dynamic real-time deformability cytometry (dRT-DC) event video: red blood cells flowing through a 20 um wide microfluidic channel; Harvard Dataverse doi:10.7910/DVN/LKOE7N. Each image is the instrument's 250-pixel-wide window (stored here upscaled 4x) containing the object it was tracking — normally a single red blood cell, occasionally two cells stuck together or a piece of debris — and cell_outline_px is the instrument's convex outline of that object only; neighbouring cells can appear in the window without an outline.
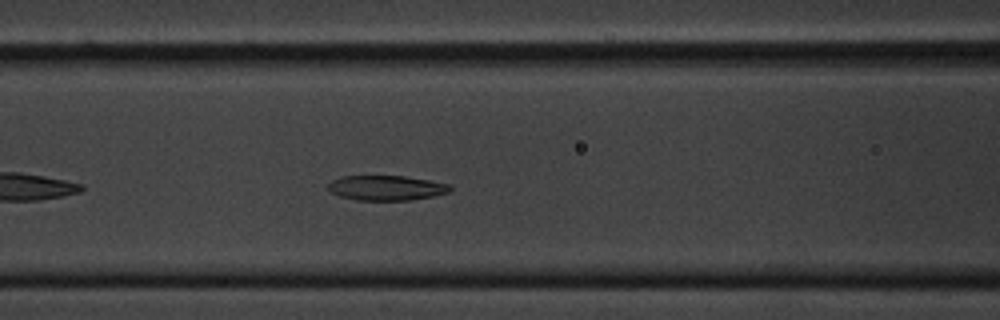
{"species": "common noctule bat (a hibernating species)", "species_latin": "Nyctalus noctula", "temperature_condition": "cold", "stored_images_in_passage": 38, "camera_frame_rate_fps": 3000, "um_per_image_px": 0.085, "animal": {"sex": "male", "body_mass_g": 20.1, "forearm_length_mm": 53.5}, "frame": {"image": 1, "passage_image": 12, "time_ms": 3.667, "image_size_px": [1000, 320], "cell_outline_px": [[452, 192], [432, 196], [408, 200], [356, 200], [340, 196], [328, 192], [328, 184], [332, 180], [340, 176], [404, 176], [452, 184]], "centroid_in_image_um": [32.84, 15.97], "position_along_channel_um": 133.8, "area_um2": 17.86}}
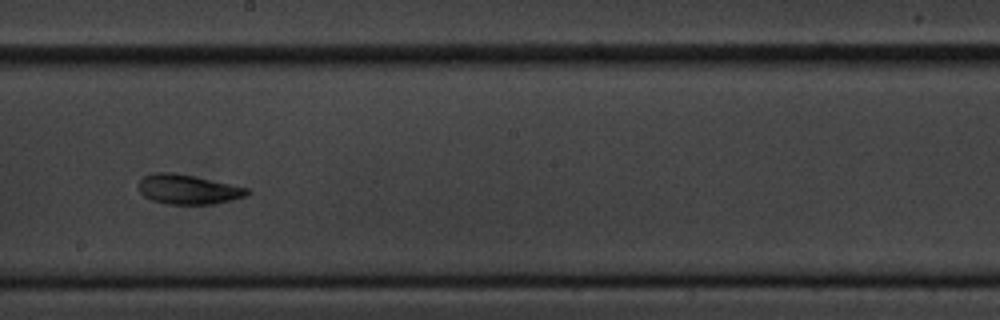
{"frame": {"image": 2, "passage_image": 21, "time_ms": 6.667, "image_size_px": [1000, 320], "cell_outline_px": [[248, 192], [244, 196], [232, 200], [212, 204], [168, 204], [152, 200], [144, 196], [140, 192], [136, 184], [144, 176], [152, 172], [172, 172], [192, 176], [248, 188]], "centroid_in_image_um": [15.9, 16.09], "position_along_channel_um": 232.3, "area_um2": 18.55}}
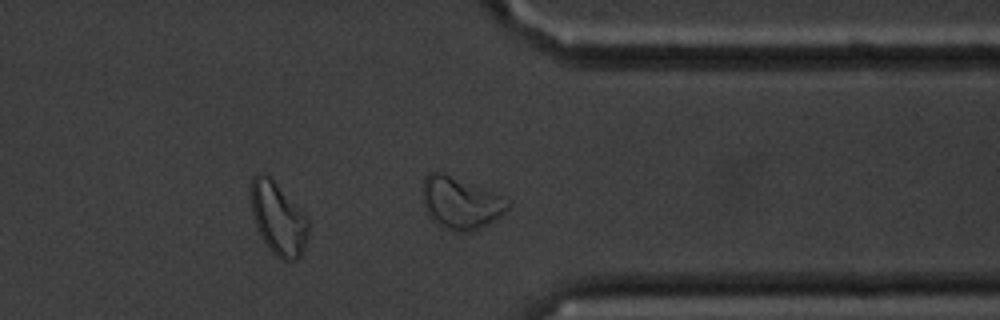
{"frame": {"image": 3, "passage_image": 34, "time_ms": 11.0, "image_size_px": [1000, 320], "cell_outline_px": [[512, 204], [504, 212], [492, 220], [476, 228], [464, 232], [460, 232], [440, 228], [428, 216], [424, 208], [424, 176], [428, 172], [444, 172], [492, 192], [500, 196]], "centroid_in_image_um": [39.08, 17.24], "position_along_channel_um": 372.3, "area_um2": 25.32}, "authors_computed_cell_mechanics": {"area_um2": 18.7272, "velocity_mm_per_s": 3.2924, "shape_relaxation_time_tau1_ms": 4.6531, "shape_relaxation_time_tau2_ms": 3.147, "deformation_change_tau1": 0.1517, "deformation_change_tau2": 0.0895}}